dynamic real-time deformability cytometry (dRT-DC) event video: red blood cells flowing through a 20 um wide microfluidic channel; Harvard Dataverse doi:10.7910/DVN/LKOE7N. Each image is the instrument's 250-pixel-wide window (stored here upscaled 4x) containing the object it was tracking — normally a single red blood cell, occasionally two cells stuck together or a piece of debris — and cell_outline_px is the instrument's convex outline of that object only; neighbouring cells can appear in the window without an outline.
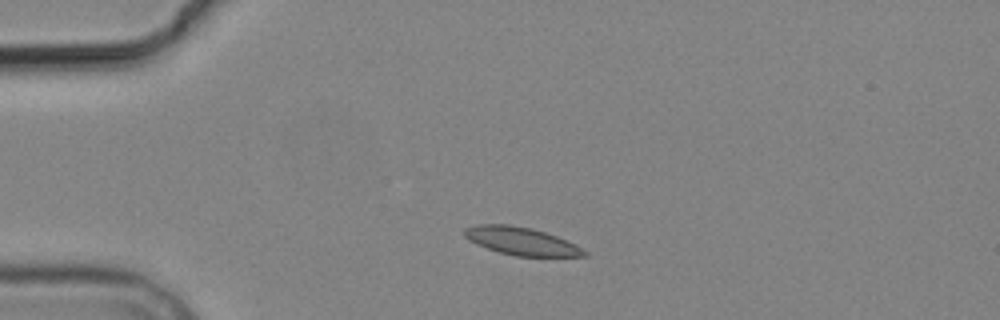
{"species": "common noctule bat (a hibernating species)", "species_latin": "Nyctalus noctula", "temperature_condition": "cold", "stored_images_in_passage": 4, "camera_frame_rate_fps": 3000, "um_per_image_px": 0.085, "animal": {"sex": "male", "body_mass_g": 19.2, "forearm_length_mm": 51.8}, "frame": {"image": 1, "passage_image": 2, "time_ms": 2.0, "image_size_px": [1000, 320], "cell_outline_px": [[588, 256], [516, 256], [500, 252], [476, 244], [468, 240], [464, 236], [464, 228], [476, 224], [508, 224], [528, 228], [544, 232], [556, 236], [576, 244], [588, 252]], "centroid_in_image_um": [44.3, 20.49], "position_along_channel_um": 40.7, "area_um2": 19.31}}
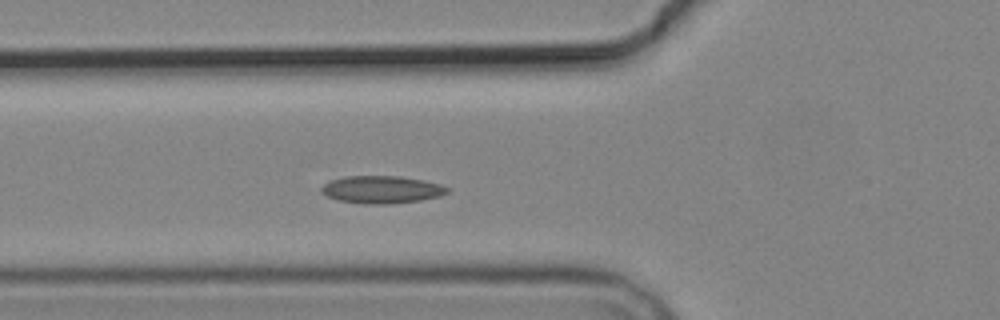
{"frame": {"image": 2, "passage_image": 4, "time_ms": 4.333, "image_size_px": [1000, 320], "cell_outline_px": [[452, 188], [448, 192], [440, 196], [420, 200], [388, 204], [364, 204], [340, 200], [328, 196], [320, 192], [320, 188], [328, 180], [344, 176], [400, 176], [424, 180], [440, 184]], "centroid_in_image_um": [32.45, 16.1], "position_along_channel_um": 93.4, "area_um2": 20.35}}